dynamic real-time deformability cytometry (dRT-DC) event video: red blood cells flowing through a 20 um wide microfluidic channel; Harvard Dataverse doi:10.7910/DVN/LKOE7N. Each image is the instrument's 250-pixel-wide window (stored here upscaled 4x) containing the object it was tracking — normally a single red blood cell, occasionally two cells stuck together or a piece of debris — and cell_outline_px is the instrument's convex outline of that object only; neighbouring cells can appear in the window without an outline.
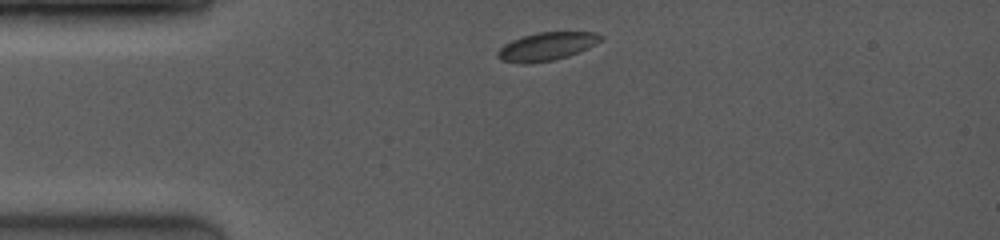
{"species": "common noctule bat (a hibernating species)", "species_latin": "Nyctalus noctula", "temperature_condition": "room temperature", "stored_images_in_passage": 7, "camera_frame_rate_fps": 4000, "um_per_image_px": 0.085, "animal": {"sex": "female", "body_mass_g": 19.0, "forearm_length_mm": 53.3}, "frame": {"image": 1, "passage_image": 1, "time_ms": 0.0, "image_size_px": [1000, 240], "cell_outline_px": [[604, 36], [600, 40], [588, 48], [568, 56], [556, 60], [528, 64], [520, 64], [500, 60], [496, 56], [496, 52], [504, 44], [512, 40], [536, 32], [596, 32]], "centroid_in_image_um": [46.43, 3.96], "position_along_channel_um": 38.6, "area_um2": 17.05}}
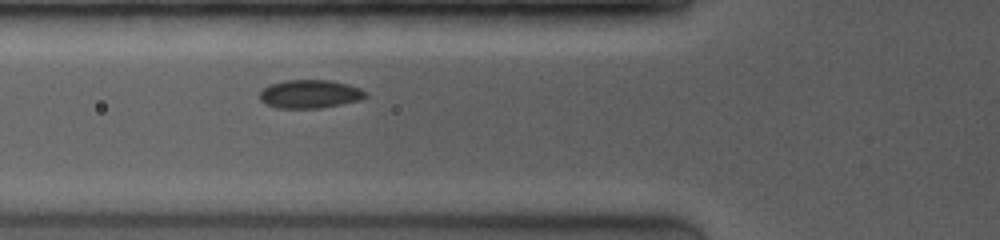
{"frame": {"image": 2, "passage_image": 4, "time_ms": 0.75, "image_size_px": [1000, 240], "cell_outline_px": [[368, 96], [360, 100], [320, 108], [276, 108], [264, 104], [260, 100], [260, 92], [264, 88], [272, 84], [288, 80], [328, 80], [360, 88]], "centroid_in_image_um": [26.31, 8.0], "position_along_channel_um": 99.5, "area_um2": 17.28}}
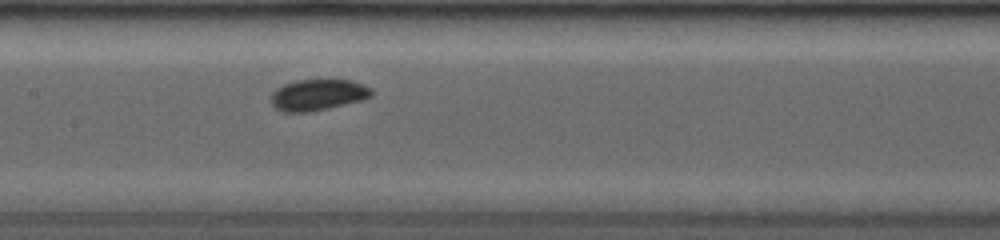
{"frame": {"image": 3, "passage_image": 7, "time_ms": 1.5, "image_size_px": [1000, 240], "cell_outline_px": [[372, 96], [360, 100], [312, 112], [280, 112], [272, 104], [272, 92], [276, 88], [284, 84], [300, 80], [348, 80], [360, 84], [368, 88], [372, 92]], "centroid_in_image_um": [26.96, 8.08], "position_along_channel_um": 180.4, "area_um2": 17.92}}